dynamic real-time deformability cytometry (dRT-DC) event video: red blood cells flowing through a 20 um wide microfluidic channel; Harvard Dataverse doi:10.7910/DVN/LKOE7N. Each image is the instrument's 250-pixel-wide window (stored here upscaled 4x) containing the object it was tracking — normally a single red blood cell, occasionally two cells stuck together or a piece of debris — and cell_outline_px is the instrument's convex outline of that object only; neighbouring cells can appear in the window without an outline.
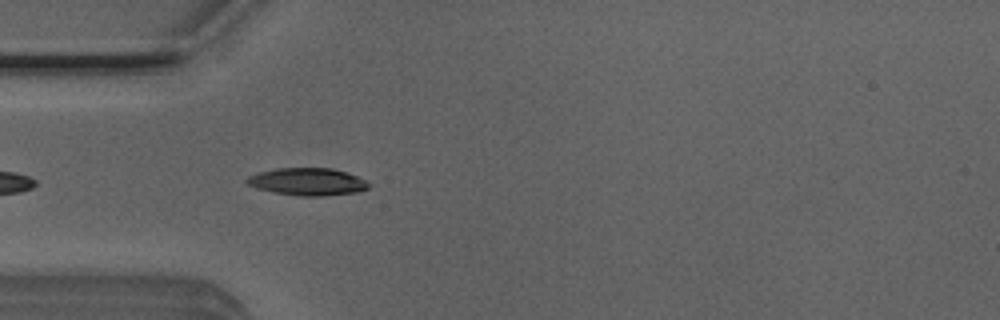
{"species": "Egyptian fruit bat (a non-hibernating species)", "species_latin": "Rousettus aegyptiacus", "temperature_condition": "room temperature", "stored_images_in_passage": 41, "camera_frame_rate_fps": 3000, "um_per_image_px": 0.085, "animal": {"sex": "male"}, "frame": {"image": 1, "passage_image": 4, "time_ms": 1.0, "image_size_px": [1000, 320], "cell_outline_px": [[368, 188], [360, 192], [324, 196], [300, 196], [272, 192], [256, 188], [248, 184], [244, 180], [248, 176], [260, 172], [276, 168], [332, 168], [356, 176], [364, 180], [368, 184]], "centroid_in_image_um": [26.11, 15.45], "position_along_channel_um": 58.9, "area_um2": 19.42}}
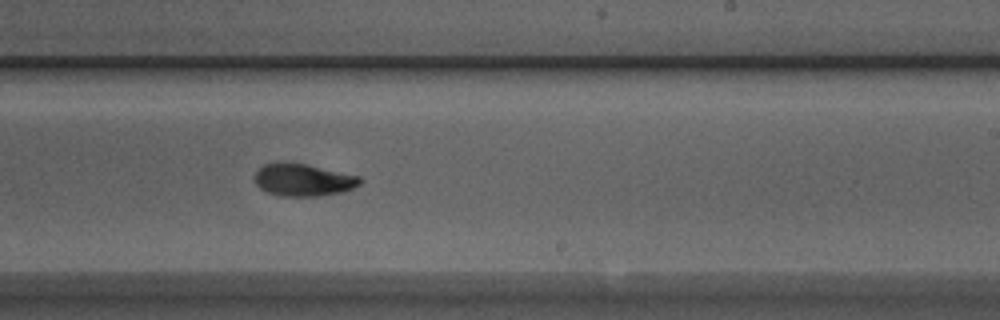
{"frame": {"image": 2, "passage_image": 20, "time_ms": 6.333, "image_size_px": [1000, 320], "cell_outline_px": [[364, 180], [360, 184], [352, 188], [340, 192], [320, 196], [280, 196], [268, 192], [260, 188], [256, 184], [252, 176], [264, 164], [276, 160], [284, 160], [304, 164], [360, 176]], "centroid_in_image_um": [25.72, 15.27], "position_along_channel_um": 263.3, "area_um2": 20.17}}
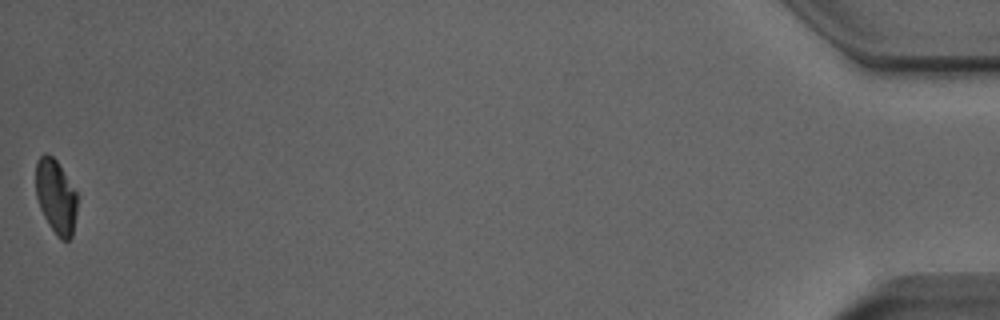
{"frame": {"image": 3, "passage_image": 41, "time_ms": 13.333, "image_size_px": [1000, 320], "cell_outline_px": [[76, 212], [72, 236], [68, 240], [60, 240], [56, 236], [48, 224], [40, 208], [36, 196], [36, 160], [44, 152], [52, 156], [56, 160], [76, 192]], "centroid_in_image_um": [4.73, 16.72], "position_along_channel_um": 430.5, "area_um2": 17.8}, "authors_computed_cell_mechanics": {"area_um2": 19.8254, "velocity_mm_per_s": 3.8757, "shape_relaxation_time_tau1_ms": 3.1135, "shape_relaxation_time_tau2_ms": 2.4444, "deformation_change_tau1": 0.1037, "deformation_change_tau2": 0.0709}}